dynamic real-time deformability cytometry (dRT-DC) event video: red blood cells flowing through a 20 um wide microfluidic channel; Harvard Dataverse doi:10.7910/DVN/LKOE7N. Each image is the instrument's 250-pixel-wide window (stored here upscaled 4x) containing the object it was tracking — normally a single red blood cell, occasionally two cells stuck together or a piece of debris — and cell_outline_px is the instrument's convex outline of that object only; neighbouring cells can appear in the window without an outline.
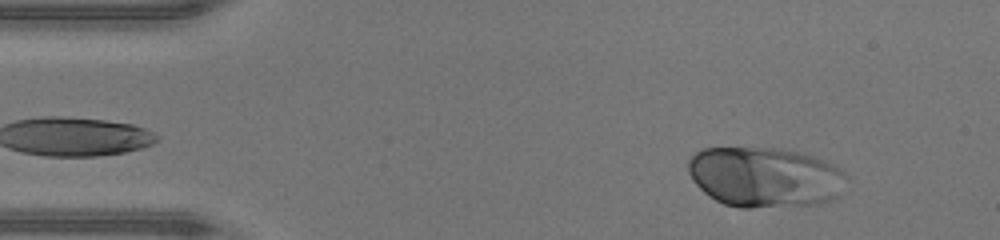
{"species": "human", "species_latin": "Homo sapiens", "temperature_condition": "warm", "stored_images_in_passage": 45, "camera_frame_rate_fps": 3000, "um_per_image_px": 0.085, "donor": {"sex": "male"}, "frame": {"image": 1, "passage_image": 4, "time_ms": 1.0, "image_size_px": [1000, 240], "cell_outline_px": [[848, 176], [840, 196], [832, 200], [816, 204], [752, 208], [740, 208], [724, 204], [708, 196], [692, 180], [688, 172], [688, 160], [696, 152], [704, 148], [780, 148], [804, 152], [816, 156], [836, 164]], "centroid_in_image_um": [65.06, 15.05], "position_along_channel_um": 19.9, "area_um2": 56.41}}
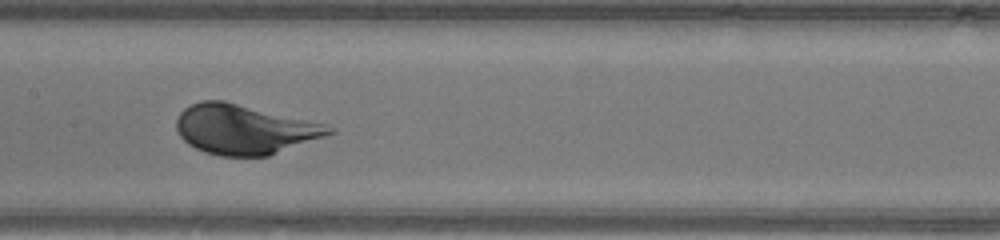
{"frame": {"image": 2, "passage_image": 21, "time_ms": 6.667, "image_size_px": [1000, 240], "cell_outline_px": [[336, 132], [268, 156], [220, 156], [204, 152], [188, 144], [180, 136], [176, 128], [176, 120], [180, 112], [184, 108], [200, 100], [224, 100], [324, 124], [336, 128]], "centroid_in_image_um": [20.74, 10.99], "position_along_channel_um": 186.7, "area_um2": 43.93}}
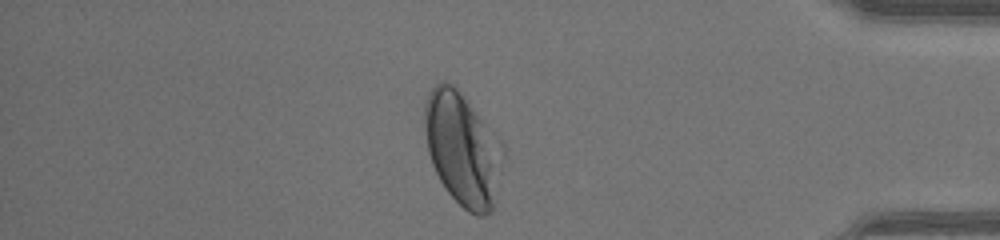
{"frame": {"image": 3, "passage_image": 38, "time_ms": 12.333, "image_size_px": [1000, 240], "cell_outline_px": [[504, 164], [492, 212], [484, 216], [476, 216], [468, 212], [444, 188], [432, 164], [428, 152], [424, 124], [424, 108], [428, 92], [440, 80], [444, 80], [452, 84], [460, 92], [504, 148]], "centroid_in_image_um": [39.32, 12.71], "position_along_channel_um": 395.9, "area_um2": 51.38}, "authors_computed_cell_mechanics": {"area_um2": 48.263, "velocity_mm_per_s": 4.339, "shape_relaxation_time_tau1_ms": 2.1854, "shape_relaxation_time_tau2_ms": null, "deformation_change_tau1": 0.1595, "deformation_change_tau2": null}}